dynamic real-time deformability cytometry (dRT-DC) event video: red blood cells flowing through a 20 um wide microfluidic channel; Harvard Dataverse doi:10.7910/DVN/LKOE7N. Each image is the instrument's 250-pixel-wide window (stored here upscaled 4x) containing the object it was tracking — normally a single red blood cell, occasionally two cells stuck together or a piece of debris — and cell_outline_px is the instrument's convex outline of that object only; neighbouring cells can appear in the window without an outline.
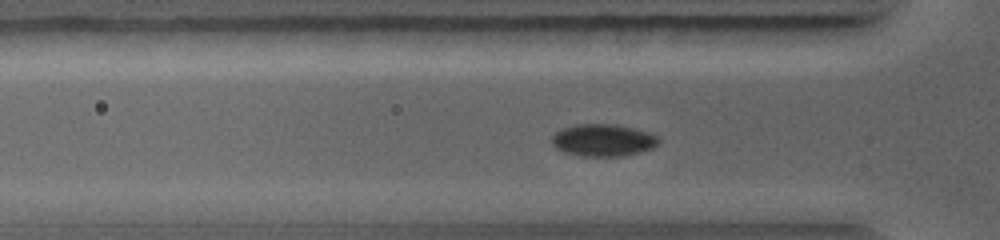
{"species": "common noctule bat (a hibernating species)", "species_latin": "Nyctalus noctula", "temperature_condition": "warm", "stored_images_in_passage": 13, "camera_frame_rate_fps": 5000, "um_per_image_px": 0.085, "animal": {"sex": "female", "body_mass_g": 19.0, "forearm_length_mm": 56.7}, "frame": {"image": 1, "passage_image": 9, "time_ms": 1.6, "image_size_px": [1000, 240], "cell_outline_px": [[660, 140], [652, 148], [640, 152], [620, 156], [580, 156], [564, 152], [556, 148], [552, 144], [552, 136], [560, 128], [576, 124], [616, 124], [636, 128], [648, 132], [656, 136]], "centroid_in_image_um": [51.23, 11.9], "position_along_channel_um": 74.6, "area_um2": 20.11}}